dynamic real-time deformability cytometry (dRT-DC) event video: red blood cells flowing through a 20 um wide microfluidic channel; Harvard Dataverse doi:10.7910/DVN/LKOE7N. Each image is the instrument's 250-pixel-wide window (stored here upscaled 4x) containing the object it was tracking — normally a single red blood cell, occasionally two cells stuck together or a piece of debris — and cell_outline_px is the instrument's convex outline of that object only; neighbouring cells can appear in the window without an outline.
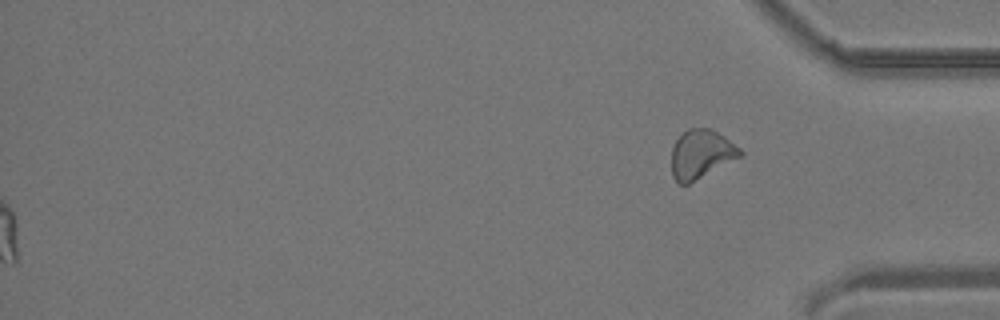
{"species": "common noctule bat (a hibernating species)", "species_latin": "Nyctalus noctula", "temperature_condition": "room temperature", "stored_images_in_passage": 38, "segment_of_instrument_passage": [2, 2], "camera_frame_rate_fps": 3000, "um_per_image_px": 0.085, "animal": {"sex": "male", "body_mass_g": 19.2, "forearm_length_mm": 51.8}, "frame": {"image": 1, "passage_image": 38, "time_ms": 12.333, "image_size_px": [1000, 320], "cell_outline_px": [[744, 152], [740, 156], [688, 184], [680, 184], [672, 176], [672, 148], [676, 140], [688, 128], [708, 128], [724, 136], [740, 148]], "centroid_in_image_um": [59.57, 13.09], "position_along_channel_um": 375.6, "area_um2": 19.07}}